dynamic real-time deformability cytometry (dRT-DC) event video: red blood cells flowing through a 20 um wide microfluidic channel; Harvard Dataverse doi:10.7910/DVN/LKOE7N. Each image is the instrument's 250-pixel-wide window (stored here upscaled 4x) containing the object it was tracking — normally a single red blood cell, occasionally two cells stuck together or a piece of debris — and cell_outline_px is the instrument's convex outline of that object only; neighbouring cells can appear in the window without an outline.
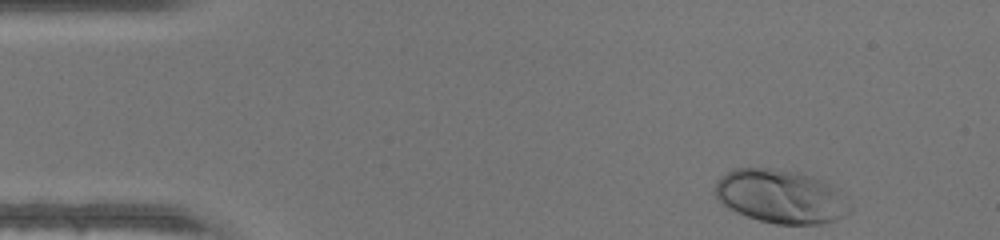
{"species": "human", "species_latin": "Homo sapiens", "temperature_condition": "warm", "stored_images_in_passage": 43, "camera_frame_rate_fps": 3000, "um_per_image_px": 0.085, "donor": {"sex": "male"}, "frame": {"image": 1, "passage_image": 1, "time_ms": 0.0, "image_size_px": [1000, 240], "cell_outline_px": [[852, 212], [836, 220], [820, 224], [776, 224], [760, 220], [736, 212], [728, 208], [716, 200], [716, 180], [720, 176], [736, 168], [772, 168], [800, 172], [812, 176], [836, 188], [852, 208]], "centroid_in_image_um": [66.36, 16.7], "position_along_channel_um": 18.6, "area_um2": 42.14}}
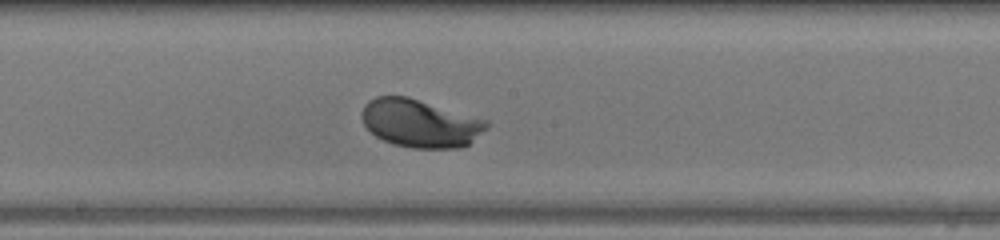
{"frame": {"image": 2, "passage_image": 21, "time_ms": 6.667, "image_size_px": [1000, 240], "cell_outline_px": [[488, 128], [468, 144], [456, 148], [412, 148], [392, 144], [376, 136], [364, 124], [360, 116], [360, 112], [364, 104], [368, 100], [376, 96], [408, 96], [488, 120]], "centroid_in_image_um": [35.69, 10.46], "position_along_channel_um": 212.5, "area_um2": 35.03}}
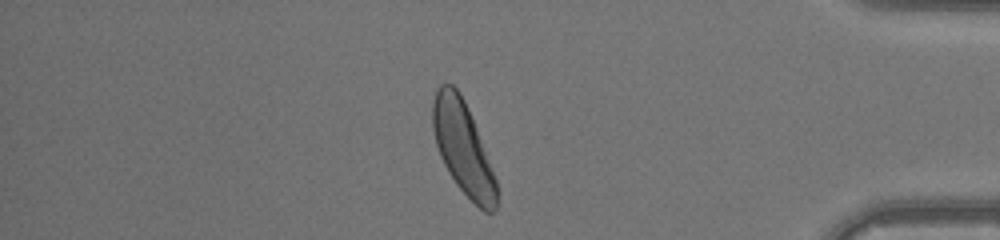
{"frame": {"image": 3, "passage_image": 36, "time_ms": 11.667, "image_size_px": [1000, 240], "cell_outline_px": [[496, 208], [492, 212], [484, 212], [456, 184], [448, 172], [440, 156], [436, 144], [432, 128], [432, 100], [436, 88], [440, 84], [452, 84], [460, 92], [464, 100], [496, 180]], "centroid_in_image_um": [39.3, 12.54], "position_along_channel_um": 395.9, "area_um2": 33.7}}